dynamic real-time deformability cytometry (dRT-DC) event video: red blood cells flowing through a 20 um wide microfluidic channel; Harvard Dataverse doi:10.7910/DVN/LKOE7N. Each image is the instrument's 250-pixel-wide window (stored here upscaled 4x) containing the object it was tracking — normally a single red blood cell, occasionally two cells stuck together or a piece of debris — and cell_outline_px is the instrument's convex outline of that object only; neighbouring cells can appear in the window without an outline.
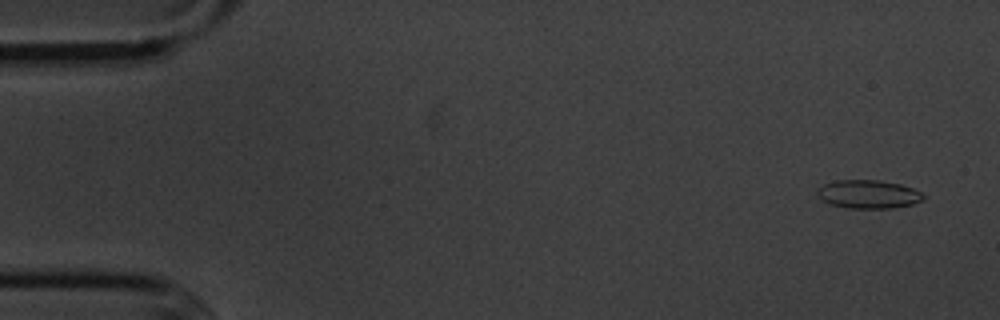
{"species": "common noctule bat (a hibernating species)", "species_latin": "Nyctalus noctula", "temperature_condition": "cold", "stored_images_in_passage": 55, "camera_frame_rate_fps": 3000, "um_per_image_px": 0.085, "animal": {"sex": "male", "body_mass_g": 20.1, "forearm_length_mm": 53.5}, "frame": {"image": 1, "passage_image": 3, "time_ms": 0.667, "image_size_px": [1000, 320], "cell_outline_px": [[924, 200], [912, 204], [892, 208], [848, 208], [828, 204], [816, 196], [816, 192], [824, 184], [836, 180], [880, 180], [900, 184], [912, 188], [920, 192], [924, 196]], "centroid_in_image_um": [73.78, 16.51], "position_along_channel_um": 11.2, "area_um2": 17.63}}
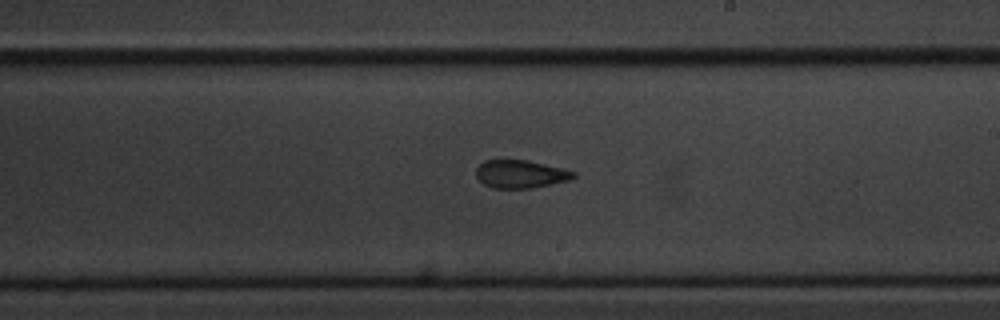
{"frame": {"image": 2, "passage_image": 32, "time_ms": 10.333, "image_size_px": [1000, 320], "cell_outline_px": [[576, 176], [572, 180], [532, 188], [492, 188], [484, 184], [476, 176], [476, 168], [484, 160], [528, 160], [576, 172]], "centroid_in_image_um": [44.25, 14.8], "position_along_channel_um": 244.7, "area_um2": 15.9}}
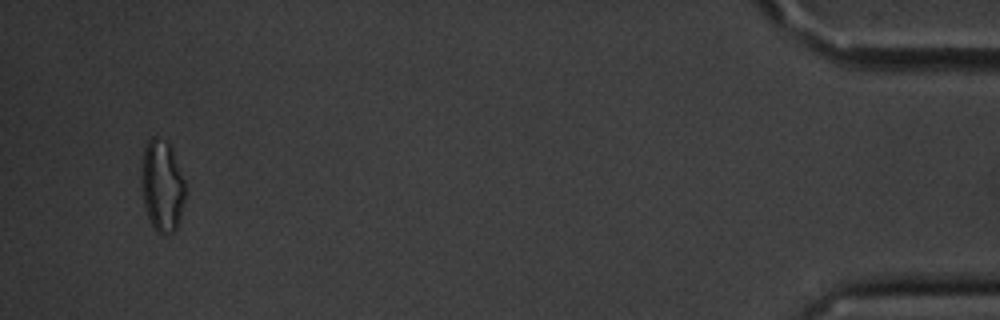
{"frame": {"image": 3, "passage_image": 53, "time_ms": 17.333, "image_size_px": [1000, 320], "cell_outline_px": [[184, 200], [180, 220], [176, 228], [168, 236], [160, 236], [156, 232], [148, 216], [144, 204], [140, 180], [140, 176], [144, 148], [148, 140], [152, 136], [156, 136], [168, 140], [184, 180]], "centroid_in_image_um": [13.76, 15.8], "position_along_channel_um": 421.4, "area_um2": 23.7}, "authors_computed_cell_mechanics": {"area_um2": 17.1088, "velocity_mm_per_s": 3.638, "shape_relaxation_time_tau1_ms": 5.8864, "shape_relaxation_time_tau2_ms": 3.756, "deformation_change_tau1": 0.1445, "deformation_change_tau2": 0.1026}}